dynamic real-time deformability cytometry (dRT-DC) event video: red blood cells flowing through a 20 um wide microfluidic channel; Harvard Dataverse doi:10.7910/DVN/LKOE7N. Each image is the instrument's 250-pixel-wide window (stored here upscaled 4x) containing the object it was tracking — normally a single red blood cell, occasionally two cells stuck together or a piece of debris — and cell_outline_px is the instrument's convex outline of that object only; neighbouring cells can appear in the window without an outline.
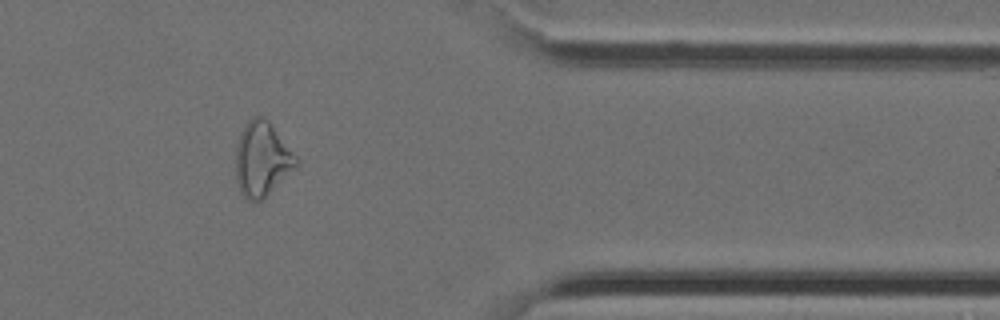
{"species": "Egyptian fruit bat (a non-hibernating species)", "species_latin": "Rousettus aegyptiacus", "temperature_condition": "cold", "stored_images_in_passage": 38, "camera_frame_rate_fps": 3000, "um_per_image_px": 0.085, "animal": {"sex": "female"}, "frame": {"image": 1, "passage_image": 33, "time_ms": 10.667, "image_size_px": [1000, 320], "cell_outline_px": [[300, 164], [264, 200], [256, 204], [248, 200], [240, 192], [236, 180], [236, 144], [240, 132], [248, 120], [252, 116], [260, 116], [268, 120], [300, 160]], "centroid_in_image_um": [22.28, 13.57], "position_along_channel_um": 389.1, "area_um2": 26.82}}